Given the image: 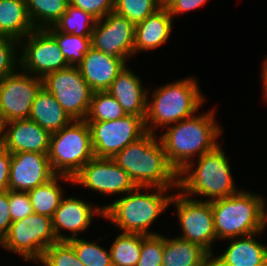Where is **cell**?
<instances>
[{
    "label": "cell",
    "instance_id": "obj_1",
    "mask_svg": "<svg viewBox=\"0 0 267 266\" xmlns=\"http://www.w3.org/2000/svg\"><path fill=\"white\" fill-rule=\"evenodd\" d=\"M206 113V114H205ZM193 115L167 128L159 137L171 166L179 173L192 157H200L214 149L223 127L216 123L214 110Z\"/></svg>",
    "mask_w": 267,
    "mask_h": 266
},
{
    "label": "cell",
    "instance_id": "obj_2",
    "mask_svg": "<svg viewBox=\"0 0 267 266\" xmlns=\"http://www.w3.org/2000/svg\"><path fill=\"white\" fill-rule=\"evenodd\" d=\"M155 136L147 132L112 159L138 187H174L177 190L178 173L169 163L160 139Z\"/></svg>",
    "mask_w": 267,
    "mask_h": 266
},
{
    "label": "cell",
    "instance_id": "obj_3",
    "mask_svg": "<svg viewBox=\"0 0 267 266\" xmlns=\"http://www.w3.org/2000/svg\"><path fill=\"white\" fill-rule=\"evenodd\" d=\"M152 188L156 189V192H143ZM168 191L169 189L160 187L137 186L125 196L102 206L104 213L102 218L113 222L123 233L159 234L149 231V227L169 207L173 194L166 195Z\"/></svg>",
    "mask_w": 267,
    "mask_h": 266
},
{
    "label": "cell",
    "instance_id": "obj_4",
    "mask_svg": "<svg viewBox=\"0 0 267 266\" xmlns=\"http://www.w3.org/2000/svg\"><path fill=\"white\" fill-rule=\"evenodd\" d=\"M152 93V99L147 95L145 126L147 132L153 134L159 127L166 129L172 124L193 116L206 99L194 77L159 86Z\"/></svg>",
    "mask_w": 267,
    "mask_h": 266
},
{
    "label": "cell",
    "instance_id": "obj_5",
    "mask_svg": "<svg viewBox=\"0 0 267 266\" xmlns=\"http://www.w3.org/2000/svg\"><path fill=\"white\" fill-rule=\"evenodd\" d=\"M221 145L190 162L178 173V190L187 197L200 195L206 201L230 197L237 193L231 167ZM197 165V166H195ZM193 166L194 171H193Z\"/></svg>",
    "mask_w": 267,
    "mask_h": 266
},
{
    "label": "cell",
    "instance_id": "obj_6",
    "mask_svg": "<svg viewBox=\"0 0 267 266\" xmlns=\"http://www.w3.org/2000/svg\"><path fill=\"white\" fill-rule=\"evenodd\" d=\"M262 196L241 191L211 201L216 239L221 241L247 236L266 228L262 214Z\"/></svg>",
    "mask_w": 267,
    "mask_h": 266
},
{
    "label": "cell",
    "instance_id": "obj_7",
    "mask_svg": "<svg viewBox=\"0 0 267 266\" xmlns=\"http://www.w3.org/2000/svg\"><path fill=\"white\" fill-rule=\"evenodd\" d=\"M94 157L90 129L85 120H72L51 134L48 158L56 175L73 178Z\"/></svg>",
    "mask_w": 267,
    "mask_h": 266
},
{
    "label": "cell",
    "instance_id": "obj_8",
    "mask_svg": "<svg viewBox=\"0 0 267 266\" xmlns=\"http://www.w3.org/2000/svg\"><path fill=\"white\" fill-rule=\"evenodd\" d=\"M58 242L52 227V218L33 213L12 222L0 246L21 255L26 261L38 262L47 248Z\"/></svg>",
    "mask_w": 267,
    "mask_h": 266
},
{
    "label": "cell",
    "instance_id": "obj_9",
    "mask_svg": "<svg viewBox=\"0 0 267 266\" xmlns=\"http://www.w3.org/2000/svg\"><path fill=\"white\" fill-rule=\"evenodd\" d=\"M42 87L57 100L72 120H85L93 91L77 66L45 75Z\"/></svg>",
    "mask_w": 267,
    "mask_h": 266
},
{
    "label": "cell",
    "instance_id": "obj_10",
    "mask_svg": "<svg viewBox=\"0 0 267 266\" xmlns=\"http://www.w3.org/2000/svg\"><path fill=\"white\" fill-rule=\"evenodd\" d=\"M88 123L94 156L113 158L128 144L147 133L145 117L129 115L111 121H86Z\"/></svg>",
    "mask_w": 267,
    "mask_h": 266
},
{
    "label": "cell",
    "instance_id": "obj_11",
    "mask_svg": "<svg viewBox=\"0 0 267 266\" xmlns=\"http://www.w3.org/2000/svg\"><path fill=\"white\" fill-rule=\"evenodd\" d=\"M171 204L175 206L183 232L178 237L202 246L213 256L212 245L217 240L211 201L195 200L177 191L172 196Z\"/></svg>",
    "mask_w": 267,
    "mask_h": 266
},
{
    "label": "cell",
    "instance_id": "obj_12",
    "mask_svg": "<svg viewBox=\"0 0 267 266\" xmlns=\"http://www.w3.org/2000/svg\"><path fill=\"white\" fill-rule=\"evenodd\" d=\"M26 41V42H25ZM20 68L33 76L45 75L69 67L58 43L46 29H34L19 41Z\"/></svg>",
    "mask_w": 267,
    "mask_h": 266
},
{
    "label": "cell",
    "instance_id": "obj_13",
    "mask_svg": "<svg viewBox=\"0 0 267 266\" xmlns=\"http://www.w3.org/2000/svg\"><path fill=\"white\" fill-rule=\"evenodd\" d=\"M42 88V78L19 73L0 79V117L4 122L29 119L36 94Z\"/></svg>",
    "mask_w": 267,
    "mask_h": 266
},
{
    "label": "cell",
    "instance_id": "obj_14",
    "mask_svg": "<svg viewBox=\"0 0 267 266\" xmlns=\"http://www.w3.org/2000/svg\"><path fill=\"white\" fill-rule=\"evenodd\" d=\"M135 25L124 16L110 12L96 21L91 33V47L128 61L134 55Z\"/></svg>",
    "mask_w": 267,
    "mask_h": 266
},
{
    "label": "cell",
    "instance_id": "obj_15",
    "mask_svg": "<svg viewBox=\"0 0 267 266\" xmlns=\"http://www.w3.org/2000/svg\"><path fill=\"white\" fill-rule=\"evenodd\" d=\"M72 184H79L99 194H126L137 186L130 176L112 158H92L73 177Z\"/></svg>",
    "mask_w": 267,
    "mask_h": 266
},
{
    "label": "cell",
    "instance_id": "obj_16",
    "mask_svg": "<svg viewBox=\"0 0 267 266\" xmlns=\"http://www.w3.org/2000/svg\"><path fill=\"white\" fill-rule=\"evenodd\" d=\"M9 173V190L28 192L52 179L48 154L36 152L13 153Z\"/></svg>",
    "mask_w": 267,
    "mask_h": 266
},
{
    "label": "cell",
    "instance_id": "obj_17",
    "mask_svg": "<svg viewBox=\"0 0 267 266\" xmlns=\"http://www.w3.org/2000/svg\"><path fill=\"white\" fill-rule=\"evenodd\" d=\"M103 216L102 206H92L89 202L75 197H62L52 217V227L58 241L78 238L92 223L93 215ZM62 229L70 231L71 236L62 234Z\"/></svg>",
    "mask_w": 267,
    "mask_h": 266
},
{
    "label": "cell",
    "instance_id": "obj_18",
    "mask_svg": "<svg viewBox=\"0 0 267 266\" xmlns=\"http://www.w3.org/2000/svg\"><path fill=\"white\" fill-rule=\"evenodd\" d=\"M51 134L30 119L5 123L4 148L11 154L36 152L48 154Z\"/></svg>",
    "mask_w": 267,
    "mask_h": 266
},
{
    "label": "cell",
    "instance_id": "obj_19",
    "mask_svg": "<svg viewBox=\"0 0 267 266\" xmlns=\"http://www.w3.org/2000/svg\"><path fill=\"white\" fill-rule=\"evenodd\" d=\"M127 62L92 47L85 54L78 68L93 92L107 91Z\"/></svg>",
    "mask_w": 267,
    "mask_h": 266
},
{
    "label": "cell",
    "instance_id": "obj_20",
    "mask_svg": "<svg viewBox=\"0 0 267 266\" xmlns=\"http://www.w3.org/2000/svg\"><path fill=\"white\" fill-rule=\"evenodd\" d=\"M263 231L228 239L225 252L211 258V266H267V247L256 240Z\"/></svg>",
    "mask_w": 267,
    "mask_h": 266
},
{
    "label": "cell",
    "instance_id": "obj_21",
    "mask_svg": "<svg viewBox=\"0 0 267 266\" xmlns=\"http://www.w3.org/2000/svg\"><path fill=\"white\" fill-rule=\"evenodd\" d=\"M121 105L126 114L145 117L149 89L142 86L141 79L126 65L107 90Z\"/></svg>",
    "mask_w": 267,
    "mask_h": 266
},
{
    "label": "cell",
    "instance_id": "obj_22",
    "mask_svg": "<svg viewBox=\"0 0 267 266\" xmlns=\"http://www.w3.org/2000/svg\"><path fill=\"white\" fill-rule=\"evenodd\" d=\"M173 18L167 8L160 7L135 25L134 55L139 51L155 50L167 42L172 31Z\"/></svg>",
    "mask_w": 267,
    "mask_h": 266
},
{
    "label": "cell",
    "instance_id": "obj_23",
    "mask_svg": "<svg viewBox=\"0 0 267 266\" xmlns=\"http://www.w3.org/2000/svg\"><path fill=\"white\" fill-rule=\"evenodd\" d=\"M212 255L202 246L164 236L162 266H211Z\"/></svg>",
    "mask_w": 267,
    "mask_h": 266
},
{
    "label": "cell",
    "instance_id": "obj_24",
    "mask_svg": "<svg viewBox=\"0 0 267 266\" xmlns=\"http://www.w3.org/2000/svg\"><path fill=\"white\" fill-rule=\"evenodd\" d=\"M29 119L50 134L58 132L72 121L57 100L43 87L36 94Z\"/></svg>",
    "mask_w": 267,
    "mask_h": 266
},
{
    "label": "cell",
    "instance_id": "obj_25",
    "mask_svg": "<svg viewBox=\"0 0 267 266\" xmlns=\"http://www.w3.org/2000/svg\"><path fill=\"white\" fill-rule=\"evenodd\" d=\"M34 29L25 0H0V35L20 41Z\"/></svg>",
    "mask_w": 267,
    "mask_h": 266
},
{
    "label": "cell",
    "instance_id": "obj_26",
    "mask_svg": "<svg viewBox=\"0 0 267 266\" xmlns=\"http://www.w3.org/2000/svg\"><path fill=\"white\" fill-rule=\"evenodd\" d=\"M59 180L73 183V178L65 175H55L48 182L28 191L34 213L53 217L64 193Z\"/></svg>",
    "mask_w": 267,
    "mask_h": 266
},
{
    "label": "cell",
    "instance_id": "obj_27",
    "mask_svg": "<svg viewBox=\"0 0 267 266\" xmlns=\"http://www.w3.org/2000/svg\"><path fill=\"white\" fill-rule=\"evenodd\" d=\"M25 2L29 18L35 29L54 26L69 5L68 0H25Z\"/></svg>",
    "mask_w": 267,
    "mask_h": 266
},
{
    "label": "cell",
    "instance_id": "obj_28",
    "mask_svg": "<svg viewBox=\"0 0 267 266\" xmlns=\"http://www.w3.org/2000/svg\"><path fill=\"white\" fill-rule=\"evenodd\" d=\"M144 236L120 232L110 247L112 265L136 266L140 258L142 238Z\"/></svg>",
    "mask_w": 267,
    "mask_h": 266
},
{
    "label": "cell",
    "instance_id": "obj_29",
    "mask_svg": "<svg viewBox=\"0 0 267 266\" xmlns=\"http://www.w3.org/2000/svg\"><path fill=\"white\" fill-rule=\"evenodd\" d=\"M46 30L54 37L69 66H77L91 48V36H77L56 30L53 26Z\"/></svg>",
    "mask_w": 267,
    "mask_h": 266
},
{
    "label": "cell",
    "instance_id": "obj_30",
    "mask_svg": "<svg viewBox=\"0 0 267 266\" xmlns=\"http://www.w3.org/2000/svg\"><path fill=\"white\" fill-rule=\"evenodd\" d=\"M127 114L118 101L107 91L93 92L85 121L118 120Z\"/></svg>",
    "mask_w": 267,
    "mask_h": 266
},
{
    "label": "cell",
    "instance_id": "obj_31",
    "mask_svg": "<svg viewBox=\"0 0 267 266\" xmlns=\"http://www.w3.org/2000/svg\"><path fill=\"white\" fill-rule=\"evenodd\" d=\"M97 19L91 14L68 5L66 12L53 26L56 30L77 36H91Z\"/></svg>",
    "mask_w": 267,
    "mask_h": 266
},
{
    "label": "cell",
    "instance_id": "obj_32",
    "mask_svg": "<svg viewBox=\"0 0 267 266\" xmlns=\"http://www.w3.org/2000/svg\"><path fill=\"white\" fill-rule=\"evenodd\" d=\"M67 242L74 248L78 259L85 266H113L110 249L107 250L96 242L79 237Z\"/></svg>",
    "mask_w": 267,
    "mask_h": 266
},
{
    "label": "cell",
    "instance_id": "obj_33",
    "mask_svg": "<svg viewBox=\"0 0 267 266\" xmlns=\"http://www.w3.org/2000/svg\"><path fill=\"white\" fill-rule=\"evenodd\" d=\"M159 8L157 0H114L113 11L137 25Z\"/></svg>",
    "mask_w": 267,
    "mask_h": 266
},
{
    "label": "cell",
    "instance_id": "obj_34",
    "mask_svg": "<svg viewBox=\"0 0 267 266\" xmlns=\"http://www.w3.org/2000/svg\"><path fill=\"white\" fill-rule=\"evenodd\" d=\"M39 262L44 266H85L67 241H58L51 245Z\"/></svg>",
    "mask_w": 267,
    "mask_h": 266
},
{
    "label": "cell",
    "instance_id": "obj_35",
    "mask_svg": "<svg viewBox=\"0 0 267 266\" xmlns=\"http://www.w3.org/2000/svg\"><path fill=\"white\" fill-rule=\"evenodd\" d=\"M164 236L145 235L142 238L140 258L136 266H162Z\"/></svg>",
    "mask_w": 267,
    "mask_h": 266
},
{
    "label": "cell",
    "instance_id": "obj_36",
    "mask_svg": "<svg viewBox=\"0 0 267 266\" xmlns=\"http://www.w3.org/2000/svg\"><path fill=\"white\" fill-rule=\"evenodd\" d=\"M18 45V40L0 35V79L19 71Z\"/></svg>",
    "mask_w": 267,
    "mask_h": 266
},
{
    "label": "cell",
    "instance_id": "obj_37",
    "mask_svg": "<svg viewBox=\"0 0 267 266\" xmlns=\"http://www.w3.org/2000/svg\"><path fill=\"white\" fill-rule=\"evenodd\" d=\"M9 202L12 222L20 221L34 213L28 192L9 190Z\"/></svg>",
    "mask_w": 267,
    "mask_h": 266
},
{
    "label": "cell",
    "instance_id": "obj_38",
    "mask_svg": "<svg viewBox=\"0 0 267 266\" xmlns=\"http://www.w3.org/2000/svg\"><path fill=\"white\" fill-rule=\"evenodd\" d=\"M68 4L91 14L97 20L114 10V0H68Z\"/></svg>",
    "mask_w": 267,
    "mask_h": 266
},
{
    "label": "cell",
    "instance_id": "obj_39",
    "mask_svg": "<svg viewBox=\"0 0 267 266\" xmlns=\"http://www.w3.org/2000/svg\"><path fill=\"white\" fill-rule=\"evenodd\" d=\"M9 190L0 194V242L6 236L12 219L10 216Z\"/></svg>",
    "mask_w": 267,
    "mask_h": 266
},
{
    "label": "cell",
    "instance_id": "obj_40",
    "mask_svg": "<svg viewBox=\"0 0 267 266\" xmlns=\"http://www.w3.org/2000/svg\"><path fill=\"white\" fill-rule=\"evenodd\" d=\"M12 155L4 147L0 148V194L9 190V173Z\"/></svg>",
    "mask_w": 267,
    "mask_h": 266
},
{
    "label": "cell",
    "instance_id": "obj_41",
    "mask_svg": "<svg viewBox=\"0 0 267 266\" xmlns=\"http://www.w3.org/2000/svg\"><path fill=\"white\" fill-rule=\"evenodd\" d=\"M208 0H175L168 7L170 15L175 17L184 12L203 6Z\"/></svg>",
    "mask_w": 267,
    "mask_h": 266
},
{
    "label": "cell",
    "instance_id": "obj_42",
    "mask_svg": "<svg viewBox=\"0 0 267 266\" xmlns=\"http://www.w3.org/2000/svg\"><path fill=\"white\" fill-rule=\"evenodd\" d=\"M262 84H263V88H262V91H263V95L264 97L266 98L267 100V58L264 60L263 62V67H262Z\"/></svg>",
    "mask_w": 267,
    "mask_h": 266
},
{
    "label": "cell",
    "instance_id": "obj_43",
    "mask_svg": "<svg viewBox=\"0 0 267 266\" xmlns=\"http://www.w3.org/2000/svg\"><path fill=\"white\" fill-rule=\"evenodd\" d=\"M5 122L0 117V148L4 147Z\"/></svg>",
    "mask_w": 267,
    "mask_h": 266
},
{
    "label": "cell",
    "instance_id": "obj_44",
    "mask_svg": "<svg viewBox=\"0 0 267 266\" xmlns=\"http://www.w3.org/2000/svg\"><path fill=\"white\" fill-rule=\"evenodd\" d=\"M267 203L265 202V198H262V214L264 221L267 223V208H266Z\"/></svg>",
    "mask_w": 267,
    "mask_h": 266
},
{
    "label": "cell",
    "instance_id": "obj_45",
    "mask_svg": "<svg viewBox=\"0 0 267 266\" xmlns=\"http://www.w3.org/2000/svg\"><path fill=\"white\" fill-rule=\"evenodd\" d=\"M175 0H157L158 5L160 7H164L167 8L172 2H174Z\"/></svg>",
    "mask_w": 267,
    "mask_h": 266
}]
</instances>
